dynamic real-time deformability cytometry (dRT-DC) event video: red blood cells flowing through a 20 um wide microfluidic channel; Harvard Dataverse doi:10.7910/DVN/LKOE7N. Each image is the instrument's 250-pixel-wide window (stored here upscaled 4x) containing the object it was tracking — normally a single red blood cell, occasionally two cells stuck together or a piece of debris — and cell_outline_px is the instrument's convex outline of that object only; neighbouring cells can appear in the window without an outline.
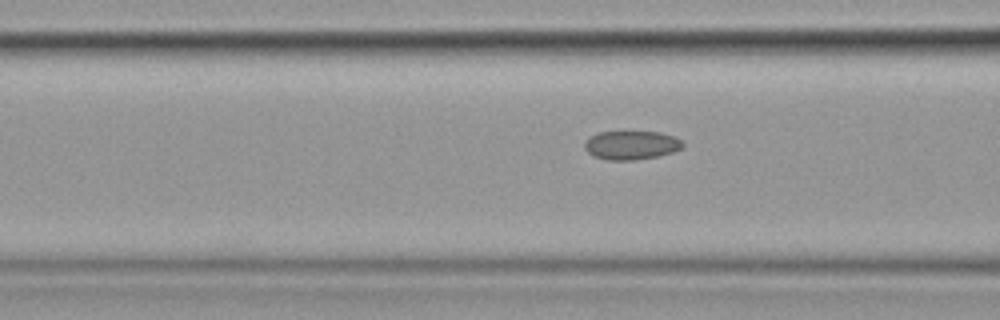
{"species": "common noctule bat (a hibernating species)", "species_latin": "Nyctalus noctula", "temperature_condition": "cold", "stored_images_in_passage": 22, "camera_frame_rate_fps": 3000, "um_per_image_px": 0.085, "animal": {"sex": "female", "body_mass_g": 19.9}, "frame": {"image": 1, "passage_image": 19, "time_ms": 6.0, "image_size_px": [1000, 320], "cell_outline_px": [[684, 144], [680, 148], [672, 152], [660, 156], [632, 160], [608, 160], [592, 156], [584, 148], [584, 144], [588, 136], [596, 132], [660, 132], [676, 136]], "centroid_in_image_um": [53.63, 12.33], "position_along_channel_um": 113.0, "area_um2": 16.59}}